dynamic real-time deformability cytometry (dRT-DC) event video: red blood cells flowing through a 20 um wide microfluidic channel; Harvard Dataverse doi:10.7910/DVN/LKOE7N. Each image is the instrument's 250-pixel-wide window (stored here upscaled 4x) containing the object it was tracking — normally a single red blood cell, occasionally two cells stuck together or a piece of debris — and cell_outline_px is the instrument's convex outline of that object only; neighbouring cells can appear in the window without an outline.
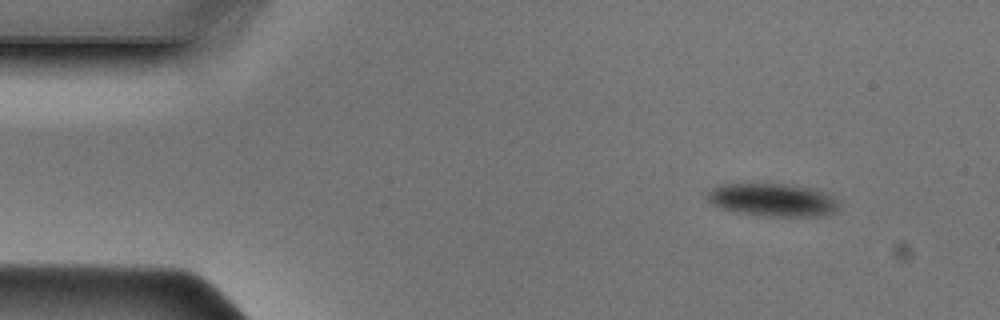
{"species": "Egyptian fruit bat (a non-hibernating species)", "species_latin": "Rousettus aegyptiacus", "temperature_condition": "cold", "stored_images_in_passage": 43, "camera_frame_rate_fps": 3000, "um_per_image_px": 0.085, "animal": {"sex": "male"}, "frame": {"image": 1, "passage_image": 1, "time_ms": 0.0, "image_size_px": [1000, 320], "cell_outline_px": [[840, 204], [832, 212], [816, 216], [760, 216], [732, 212], [720, 208], [712, 204], [708, 200], [708, 192], [712, 188], [720, 184], [788, 184], [808, 188], [824, 192], [832, 196]], "centroid_in_image_um": [65.62, 17.0], "position_along_channel_um": 19.4, "area_um2": 25.14}}
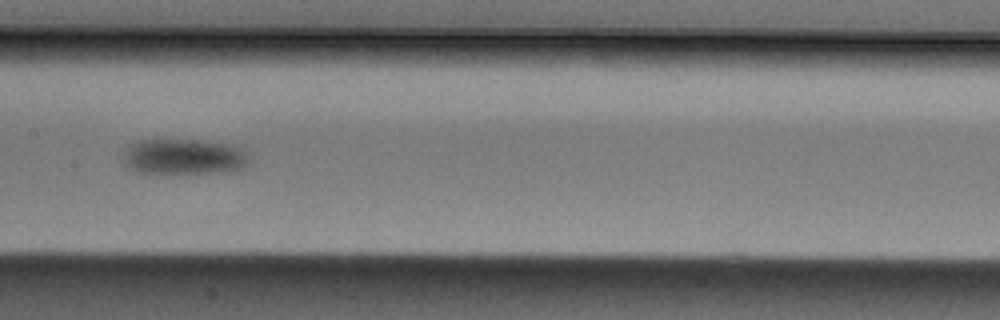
{"frame": {"image": 2, "passage_image": 19, "time_ms": 6.0, "image_size_px": [1000, 320], "cell_outline_px": [[252, 160], [244, 168], [224, 172], [136, 172], [128, 168], [124, 164], [120, 156], [120, 152], [128, 144], [136, 140], [196, 140], [228, 144], [240, 148]], "centroid_in_image_um": [15.54, 13.31], "position_along_channel_um": 191.9, "area_um2": 26.36}}
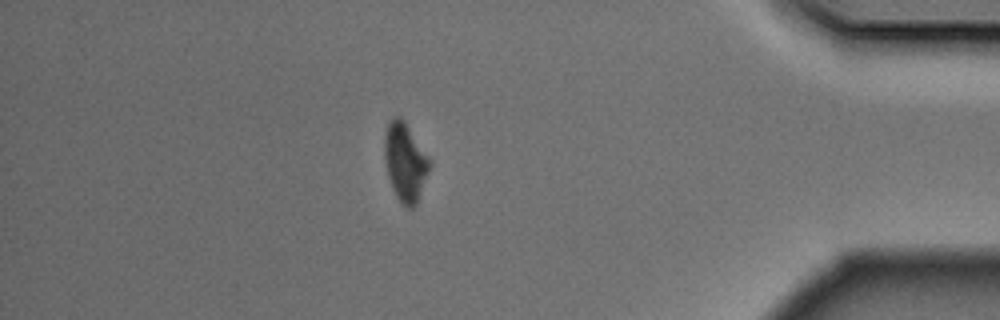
{"frame": {"image": 3, "passage_image": 37, "time_ms": 12.0, "image_size_px": [1000, 320], "cell_outline_px": [[432, 164], [416, 208], [404, 208], [400, 204], [392, 188], [388, 176], [384, 156], [384, 140], [388, 124], [396, 116], [400, 116], [404, 120], [432, 160]], "centroid_in_image_um": [34.48, 13.84], "position_along_channel_um": 400.7, "area_um2": 21.04}}